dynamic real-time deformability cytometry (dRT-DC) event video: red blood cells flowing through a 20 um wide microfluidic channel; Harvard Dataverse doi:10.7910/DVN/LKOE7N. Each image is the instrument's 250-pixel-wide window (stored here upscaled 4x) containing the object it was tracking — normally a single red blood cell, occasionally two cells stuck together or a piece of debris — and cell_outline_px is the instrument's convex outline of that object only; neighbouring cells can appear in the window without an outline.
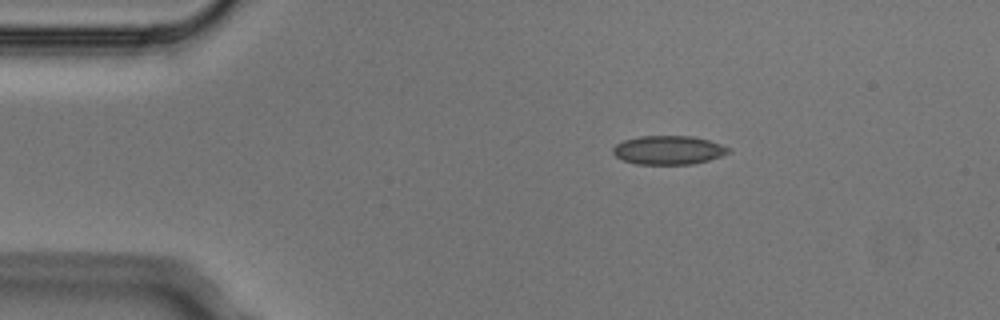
{"species": "Egyptian fruit bat (a non-hibernating species)", "species_latin": "Rousettus aegyptiacus", "temperature_condition": "cold", "stored_images_in_passage": 3, "camera_frame_rate_fps": 3000, "um_per_image_px": 0.085, "animal": {"sex": "male"}, "frame": {"image": 1, "passage_image": 2, "time_ms": 0.333, "image_size_px": [1000, 320], "cell_outline_px": [[732, 152], [708, 160], [692, 164], [636, 164], [624, 160], [616, 156], [612, 152], [612, 148], [616, 144], [624, 140], [640, 136], [692, 136], [708, 140], [732, 148]], "centroid_in_image_um": [56.83, 12.75], "position_along_channel_um": 28.2, "area_um2": 19.36}}